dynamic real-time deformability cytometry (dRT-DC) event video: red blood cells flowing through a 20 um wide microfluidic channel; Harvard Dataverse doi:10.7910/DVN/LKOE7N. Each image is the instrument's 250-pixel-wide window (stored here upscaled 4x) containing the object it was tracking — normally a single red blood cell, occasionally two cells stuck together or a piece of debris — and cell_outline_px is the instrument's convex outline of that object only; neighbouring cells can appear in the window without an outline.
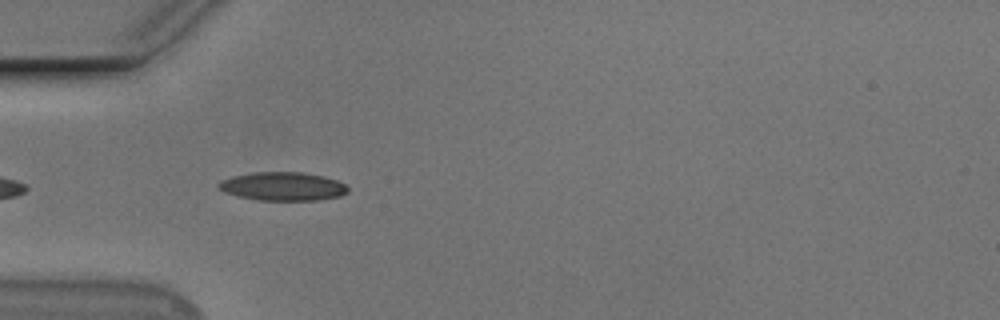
{"species": "Egyptian fruit bat (a non-hibernating species)", "species_latin": "Rousettus aegyptiacus", "temperature_condition": "cold", "stored_images_in_passage": 41, "camera_frame_rate_fps": 3000, "um_per_image_px": 0.085, "animal": {"sex": "male"}, "frame": {"image": 1, "passage_image": 3, "time_ms": 0.667, "image_size_px": [1000, 320], "cell_outline_px": [[348, 192], [340, 196], [320, 200], [260, 200], [236, 196], [224, 192], [216, 188], [216, 184], [220, 180], [232, 176], [252, 172], [304, 172], [324, 176], [336, 180], [344, 184], [348, 188]], "centroid_in_image_um": [23.99, 15.84], "position_along_channel_um": 61.0, "area_um2": 21.73}}
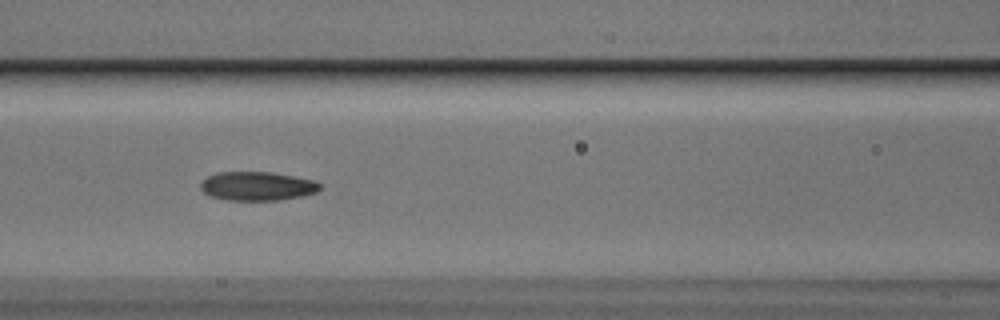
{"frame": {"image": 2, "passage_image": 10, "time_ms": 3.0, "image_size_px": [1000, 320], "cell_outline_px": [[320, 188], [316, 192], [304, 196], [280, 200], [228, 200], [212, 196], [204, 192], [200, 188], [200, 180], [216, 172], [272, 172], [316, 180], [320, 184]], "centroid_in_image_um": [21.87, 15.81], "position_along_channel_um": 144.7, "area_um2": 20.23}}
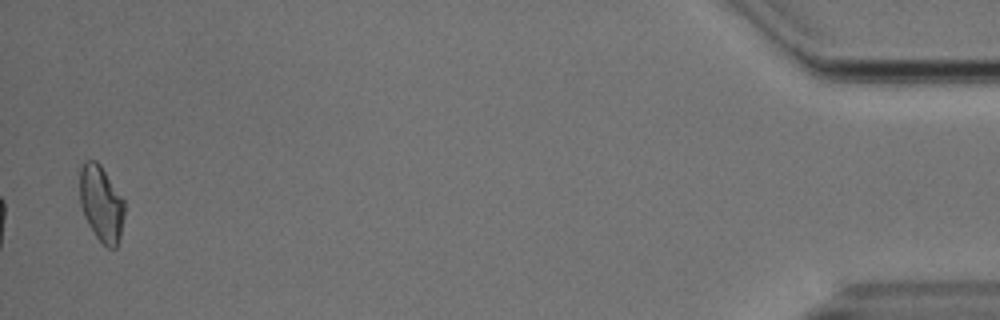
{"frame": {"image": 3, "passage_image": 40, "time_ms": 13.0, "image_size_px": [1000, 320], "cell_outline_px": [[124, 216], [120, 240], [116, 248], [108, 248], [96, 236], [88, 224], [84, 216], [80, 204], [80, 168], [84, 160], [96, 160], [100, 164], [124, 200]], "centroid_in_image_um": [8.61, 17.3], "position_along_channel_um": 426.6, "area_um2": 19.83}, "authors_computed_cell_mechanics": {"area_um2": 20.0566, "velocity_mm_per_s": 3.7141, "shape_relaxation_time_tau1_ms": 7.5334, "shape_relaxation_time_tau2_ms": 2.697, "deformation_change_tau1": 0.1704, "deformation_change_tau2": 0.0816}}